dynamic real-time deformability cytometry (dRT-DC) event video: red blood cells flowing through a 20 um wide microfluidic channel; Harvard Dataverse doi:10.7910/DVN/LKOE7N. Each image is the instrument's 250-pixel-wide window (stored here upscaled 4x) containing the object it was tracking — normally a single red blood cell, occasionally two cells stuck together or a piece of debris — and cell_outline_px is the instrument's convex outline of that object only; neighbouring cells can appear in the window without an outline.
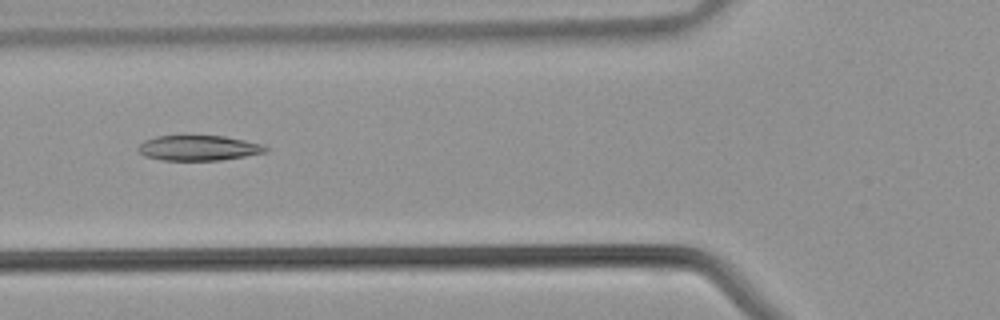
{"species": "common noctule bat (a hibernating species)", "species_latin": "Nyctalus noctula", "temperature_condition": "warm", "stored_images_in_passage": 28, "camera_frame_rate_fps": 3000, "um_per_image_px": 0.085, "animal": {"sex": "male", "body_mass_g": 21.5, "forearm_length_mm": 52.0}, "frame": {"image": 1, "passage_image": 4, "time_ms": 1.0, "image_size_px": [1000, 320], "cell_outline_px": [[268, 152], [220, 160], [160, 160], [144, 156], [136, 148], [144, 140], [156, 136], [224, 136], [244, 140], [260, 144], [268, 148]], "centroid_in_image_um": [16.84, 12.58], "position_along_channel_um": 109.0, "area_um2": 18.61}}
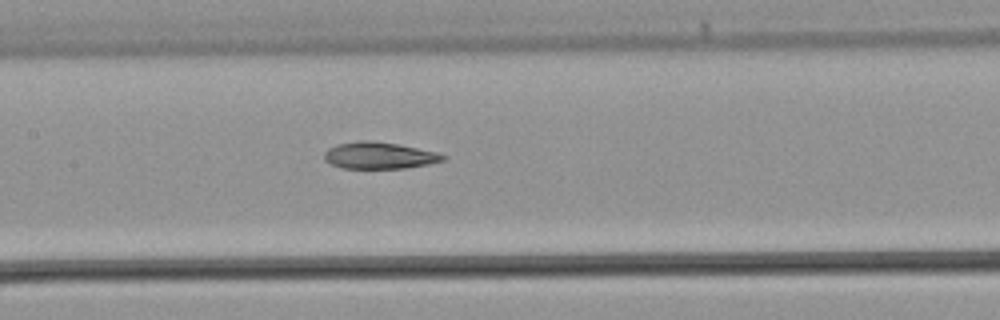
{"frame": {"image": 2, "passage_image": 8, "time_ms": 2.333, "image_size_px": [1000, 320], "cell_outline_px": [[448, 156], [444, 160], [428, 164], [404, 168], [340, 168], [324, 160], [324, 152], [328, 148], [336, 144], [356, 140], [368, 140], [396, 144], [436, 152]], "centroid_in_image_um": [32.19, 13.21], "position_along_channel_um": 175.2, "area_um2": 18.44}}
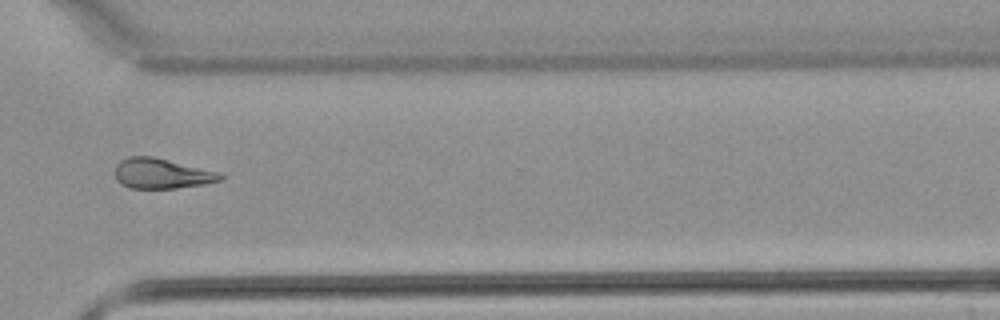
{"frame": {"image": 3, "passage_image": 19, "time_ms": 6.0, "image_size_px": [1000, 320], "cell_outline_px": [[224, 180], [204, 184], [176, 188], [132, 188], [120, 184], [116, 180], [116, 164], [120, 160], [128, 156], [152, 156], [220, 172], [224, 176]], "centroid_in_image_um": [13.76, 14.75], "position_along_channel_um": 356.8, "area_um2": 18.61}}